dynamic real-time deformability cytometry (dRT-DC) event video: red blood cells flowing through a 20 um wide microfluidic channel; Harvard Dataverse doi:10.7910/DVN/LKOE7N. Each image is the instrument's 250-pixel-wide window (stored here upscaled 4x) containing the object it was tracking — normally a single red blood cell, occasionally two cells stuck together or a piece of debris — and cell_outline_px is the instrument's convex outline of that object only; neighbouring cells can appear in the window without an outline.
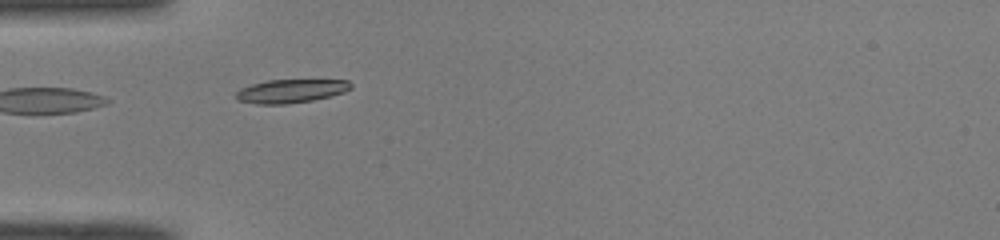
{"species": "common noctule bat (a hibernating species)", "species_latin": "Nyctalus noctula", "temperature_condition": "room temperature", "stored_images_in_passage": 35, "camera_frame_rate_fps": 3000, "um_per_image_px": 0.085, "animal": {"sex": "male", "body_mass_g": 19.0, "forearm_length_mm": 50.8}, "frame": {"image": 1, "passage_image": 1, "time_ms": 0.0, "image_size_px": [1000, 240], "cell_outline_px": [[352, 88], [344, 92], [312, 100], [288, 104], [256, 104], [236, 100], [236, 92], [240, 88], [252, 84], [268, 80], [348, 80], [352, 84]], "centroid_in_image_um": [24.7, 7.74], "position_along_channel_um": 60.3, "area_um2": 15.72}}
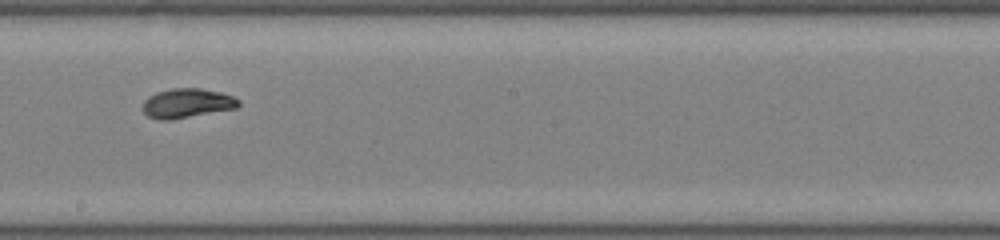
{"frame": {"image": 2, "passage_image": 14, "time_ms": 4.333, "image_size_px": [1000, 240], "cell_outline_px": [[240, 104], [236, 108], [172, 120], [160, 120], [148, 116], [144, 112], [144, 100], [148, 96], [156, 92], [172, 88], [200, 88], [220, 92], [232, 96], [240, 100]], "centroid_in_image_um": [15.9, 8.77], "position_along_channel_um": 232.3, "area_um2": 16.42}}
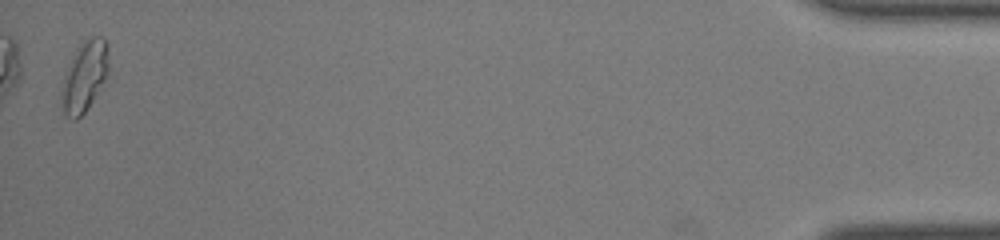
{"frame": {"image": 3, "passage_image": 35, "time_ms": 11.333, "image_size_px": [1000, 240], "cell_outline_px": [[108, 76], [84, 112], [76, 120], [72, 120], [64, 112], [64, 88], [72, 60], [80, 48], [92, 36], [104, 36], [108, 64]], "centroid_in_image_um": [7.27, 6.51], "position_along_channel_um": 427.9, "area_um2": 17.57}, "authors_computed_cell_mechanics": {"area_um2": 16.2418, "velocity_mm_per_s": 4.0617, "shape_relaxation_time_tau1_ms": 4.8328, "shape_relaxation_time_tau2_ms": 1.2764, "deformation_change_tau1": 0.1933, "deformation_change_tau2": 0.048}}